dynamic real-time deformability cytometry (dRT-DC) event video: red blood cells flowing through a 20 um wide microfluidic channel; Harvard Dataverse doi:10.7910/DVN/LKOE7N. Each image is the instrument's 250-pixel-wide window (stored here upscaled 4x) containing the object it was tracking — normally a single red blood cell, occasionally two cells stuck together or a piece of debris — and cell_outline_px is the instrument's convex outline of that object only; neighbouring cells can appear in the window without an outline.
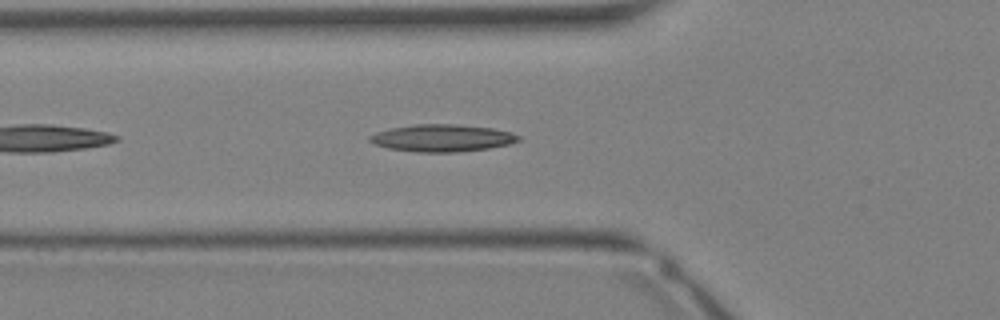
{"species": "Egyptian fruit bat (a non-hibernating species)", "species_latin": "Rousettus aegyptiacus", "temperature_condition": "warm", "stored_images_in_passage": 17, "camera_frame_rate_fps": 3000, "um_per_image_px": 0.085, "animal": {"sex": "female"}, "frame": {"image": 1, "passage_image": 10, "time_ms": 3.0, "image_size_px": [1000, 320], "cell_outline_px": [[520, 140], [508, 144], [488, 148], [456, 152], [420, 152], [388, 148], [376, 144], [368, 140], [368, 136], [376, 132], [392, 128], [412, 124], [456, 124], [492, 128], [512, 132], [520, 136]], "centroid_in_image_um": [37.58, 11.72], "position_along_channel_um": 88.2, "area_um2": 23.47}}
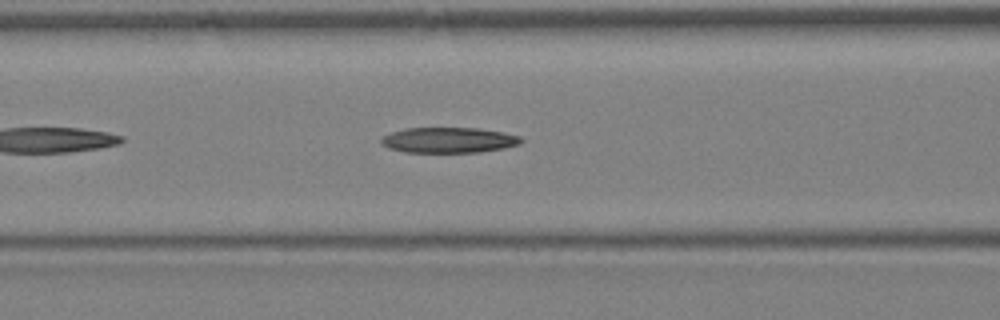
{"frame": {"image": 2, "passage_image": 12, "time_ms": 3.667, "image_size_px": [1000, 320], "cell_outline_px": [[524, 140], [520, 144], [504, 148], [480, 152], [404, 152], [388, 148], [380, 144], [380, 136], [404, 128], [476, 128], [504, 132], [520, 136]], "centroid_in_image_um": [38.11, 11.91], "position_along_channel_um": 128.5, "area_um2": 20.98}}
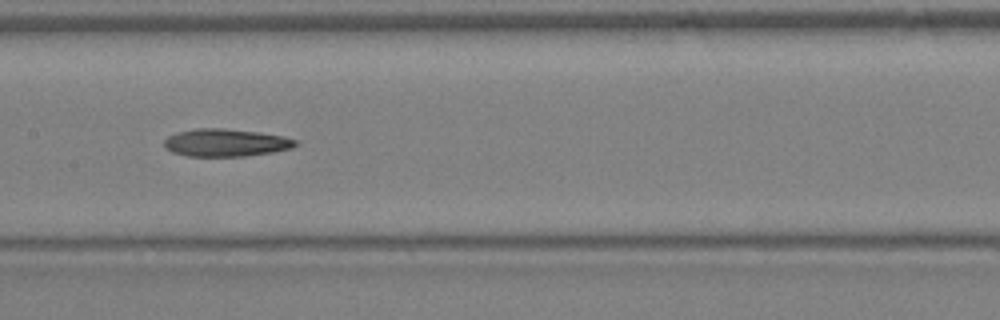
{"frame": {"image": 3, "passage_image": 15, "time_ms": 4.667, "image_size_px": [1000, 320], "cell_outline_px": [[300, 144], [292, 148], [272, 152], [244, 156], [188, 156], [172, 152], [164, 148], [164, 140], [168, 136], [176, 132], [196, 128], [224, 128], [260, 132], [284, 136], [300, 140]], "centroid_in_image_um": [19.22, 12.12], "position_along_channel_um": 188.2, "area_um2": 21.44}}